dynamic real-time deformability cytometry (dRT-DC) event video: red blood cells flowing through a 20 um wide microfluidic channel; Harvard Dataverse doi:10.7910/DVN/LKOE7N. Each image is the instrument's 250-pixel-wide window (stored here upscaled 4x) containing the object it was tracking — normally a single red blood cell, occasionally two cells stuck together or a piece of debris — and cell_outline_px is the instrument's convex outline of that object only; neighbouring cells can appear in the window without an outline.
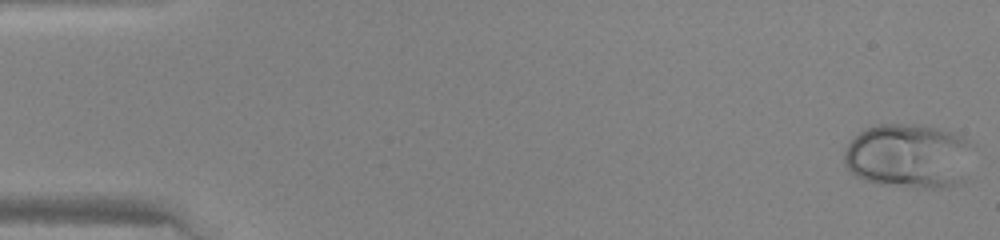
{"species": "human", "species_latin": "Homo sapiens", "temperature_condition": "warm", "stored_images_in_passage": 47, "camera_frame_rate_fps": 3000, "um_per_image_px": 0.085, "donor": {"sex": "female"}, "frame": {"image": 1, "passage_image": 1, "time_ms": 0.0, "image_size_px": [1000, 240], "cell_outline_px": [[976, 144], [964, 180], [956, 184], [944, 188], [916, 188], [880, 184], [864, 180], [856, 176], [844, 164], [844, 152], [848, 144], [864, 128], [880, 124], [920, 124], [952, 132]], "centroid_in_image_um": [77.29, 13.26], "position_along_channel_um": 7.7, "area_um2": 49.25}}
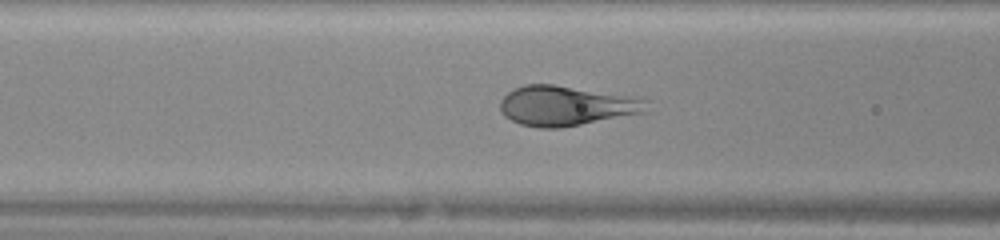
{"frame": {"image": 2, "passage_image": 19, "time_ms": 6.0, "image_size_px": [1000, 240], "cell_outline_px": [[648, 112], [560, 128], [540, 128], [520, 124], [504, 116], [500, 112], [500, 100], [512, 88], [524, 84], [552, 84], [640, 96], [648, 100]], "centroid_in_image_um": [48.17, 8.97], "position_along_channel_um": 118.4, "area_um2": 34.68}}
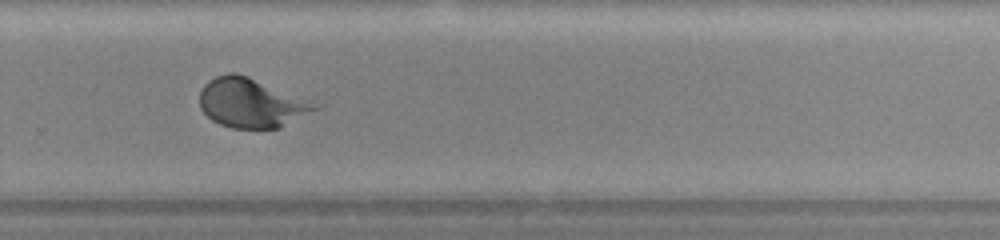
{"frame": {"image": 3, "passage_image": 32, "time_ms": 10.333, "image_size_px": [1000, 240], "cell_outline_px": [[324, 104], [320, 108], [280, 128], [232, 128], [220, 124], [212, 120], [200, 108], [200, 92], [204, 84], [208, 80], [216, 76], [228, 72], [236, 72], [248, 76]], "centroid_in_image_um": [21.41, 8.74], "position_along_channel_um": 308.4, "area_um2": 33.58}}